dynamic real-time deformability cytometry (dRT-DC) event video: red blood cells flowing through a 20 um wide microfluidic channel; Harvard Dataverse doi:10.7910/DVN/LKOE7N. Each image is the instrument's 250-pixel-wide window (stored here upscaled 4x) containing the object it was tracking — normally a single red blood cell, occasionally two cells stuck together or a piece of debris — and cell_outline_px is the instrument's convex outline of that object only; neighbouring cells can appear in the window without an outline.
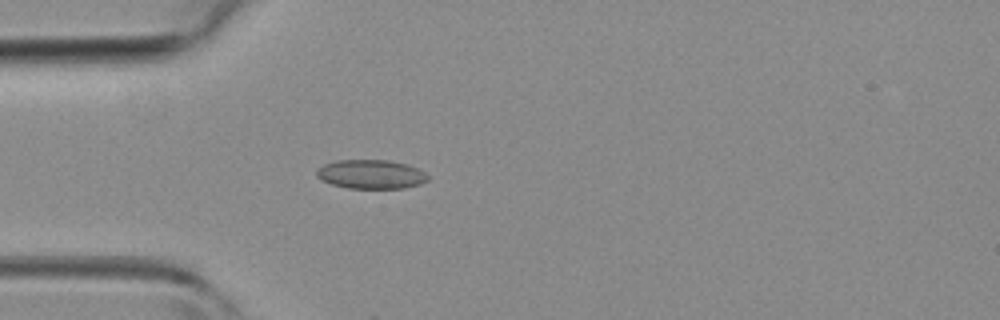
{"species": "common noctule bat (a hibernating species)", "species_latin": "Nyctalus noctula", "temperature_condition": "room temperature", "stored_images_in_passage": 33, "camera_frame_rate_fps": 3000, "um_per_image_px": 0.085, "animal": {"sex": "female", "body_mass_g": 19.3, "forearm_length_mm": 54.1}, "frame": {"image": 1, "passage_image": 12, "time_ms": 3.667, "image_size_px": [1000, 320], "cell_outline_px": [[428, 180], [420, 184], [404, 188], [348, 188], [332, 184], [320, 180], [316, 176], [316, 168], [324, 164], [336, 160], [388, 160], [408, 164], [424, 172], [428, 176]], "centroid_in_image_um": [31.5, 14.81], "position_along_channel_um": 53.5, "area_um2": 18.9}}
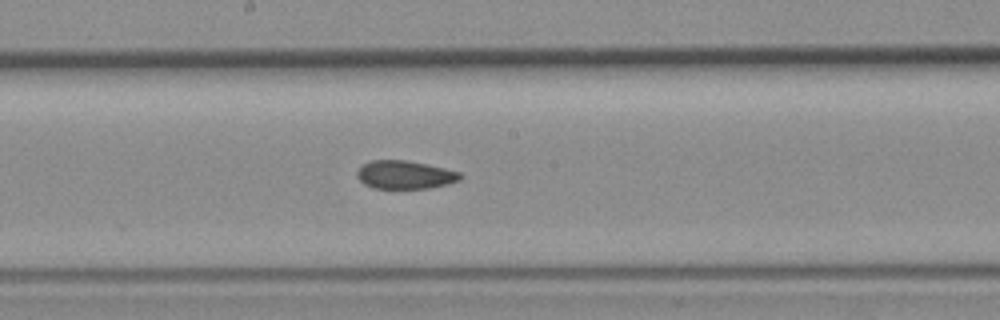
{"frame": {"image": 2, "passage_image": 23, "time_ms": 7.333, "image_size_px": [1000, 320], "cell_outline_px": [[464, 176], [460, 180], [448, 184], [428, 188], [372, 188], [364, 184], [356, 176], [356, 172], [364, 164], [372, 160], [404, 160], [428, 164], [460, 172]], "centroid_in_image_um": [34.44, 14.86], "position_along_channel_um": 213.8, "area_um2": 16.99}}
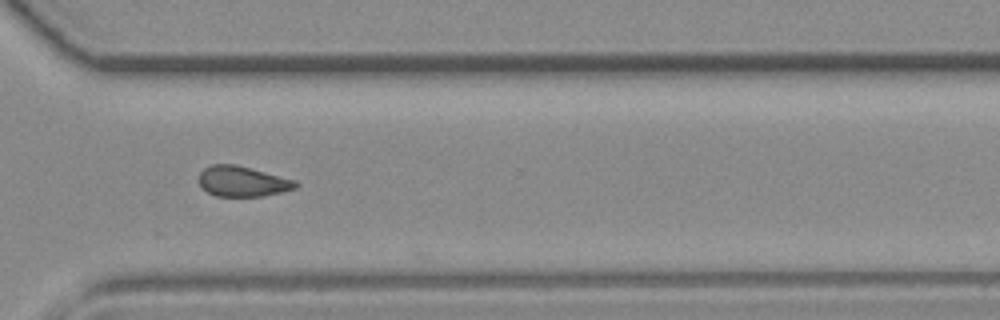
{"frame": {"image": 3, "passage_image": 32, "time_ms": 10.333, "image_size_px": [1000, 320], "cell_outline_px": [[300, 184], [296, 188], [264, 196], [216, 196], [200, 188], [200, 172], [204, 168], [212, 164], [236, 164], [296, 180]], "centroid_in_image_um": [20.62, 15.41], "position_along_channel_um": 350.0, "area_um2": 17.17}}